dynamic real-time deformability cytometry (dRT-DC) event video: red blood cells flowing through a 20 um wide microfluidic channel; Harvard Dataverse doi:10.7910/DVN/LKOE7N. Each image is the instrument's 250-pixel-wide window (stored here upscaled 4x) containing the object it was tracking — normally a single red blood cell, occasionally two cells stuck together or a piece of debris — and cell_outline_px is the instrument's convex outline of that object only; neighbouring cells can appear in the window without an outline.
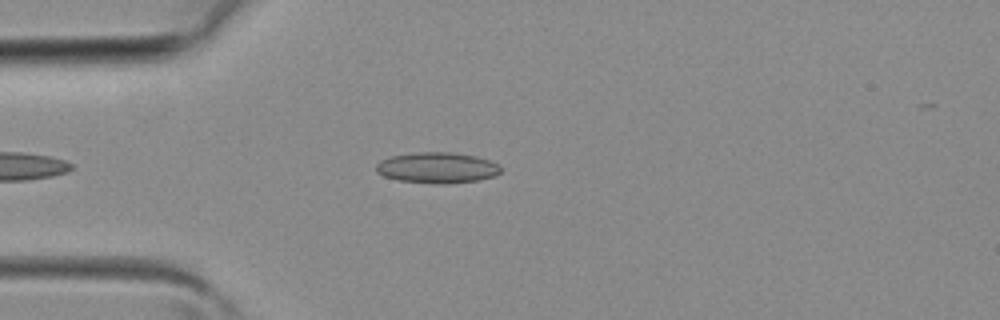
{"species": "common noctule bat (a hibernating species)", "species_latin": "Nyctalus noctula", "temperature_condition": "room temperature", "stored_images_in_passage": 30, "camera_frame_rate_fps": 3000, "um_per_image_px": 0.085, "animal": {"sex": "female", "body_mass_g": 19.3, "forearm_length_mm": 54.1}, "frame": {"image": 1, "passage_image": 3, "time_ms": 0.667, "image_size_px": [1000, 320], "cell_outline_px": [[500, 172], [496, 176], [476, 180], [448, 184], [436, 184], [400, 180], [384, 176], [376, 172], [376, 164], [380, 160], [392, 156], [416, 152], [452, 152], [476, 156], [500, 164]], "centroid_in_image_um": [37.17, 14.25], "position_along_channel_um": 47.8, "area_um2": 22.43}}
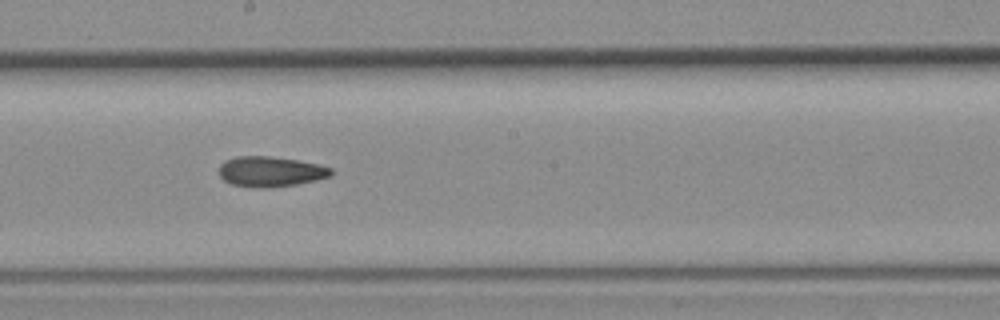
{"frame": {"image": 2, "passage_image": 14, "time_ms": 4.333, "image_size_px": [1000, 320], "cell_outline_px": [[332, 176], [316, 180], [296, 184], [264, 188], [260, 188], [232, 184], [224, 180], [220, 176], [220, 164], [224, 160], [236, 156], [268, 156], [296, 160], [316, 164], [332, 168]], "centroid_in_image_um": [22.98, 14.58], "position_along_channel_um": 225.2, "area_um2": 19.59}}
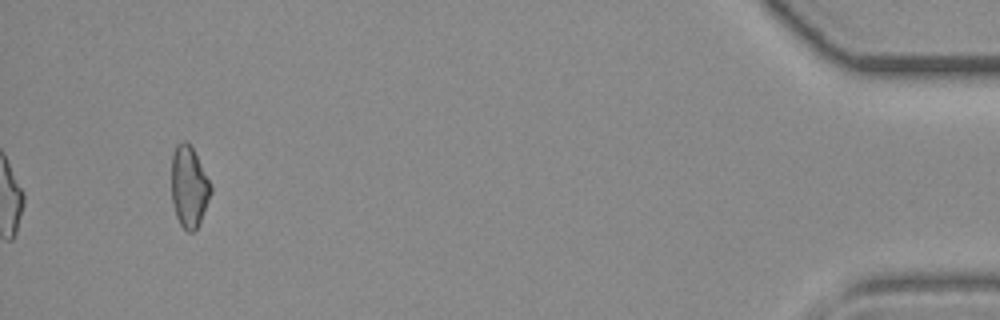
{"frame": {"image": 3, "passage_image": 30, "time_ms": 9.667, "image_size_px": [1000, 320], "cell_outline_px": [[212, 192], [200, 220], [196, 228], [192, 232], [188, 232], [180, 224], [176, 216], [172, 200], [172, 156], [176, 144], [180, 140], [184, 140], [192, 148], [212, 184]], "centroid_in_image_um": [16.06, 15.85], "position_along_channel_um": 419.1, "area_um2": 18.44}}